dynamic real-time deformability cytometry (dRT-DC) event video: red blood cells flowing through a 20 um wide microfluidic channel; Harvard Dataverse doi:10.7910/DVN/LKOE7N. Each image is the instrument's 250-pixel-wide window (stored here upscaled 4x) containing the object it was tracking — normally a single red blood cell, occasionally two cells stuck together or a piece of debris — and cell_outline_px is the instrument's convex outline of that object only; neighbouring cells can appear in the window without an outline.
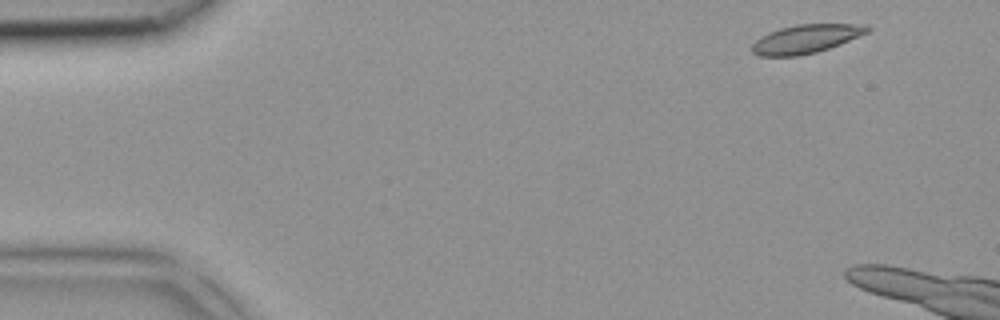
{"species": "common noctule bat (a hibernating species)", "species_latin": "Nyctalus noctula", "temperature_condition": "room temperature", "stored_images_in_passage": 3, "camera_frame_rate_fps": 3000, "um_per_image_px": 0.085, "animal": {"sex": "female", "body_mass_g": 18.4}, "frame": {"image": 1, "passage_image": 1, "time_ms": 0.0, "image_size_px": [1000, 320], "cell_outline_px": [[872, 28], [868, 32], [840, 44], [816, 52], [800, 56], [760, 56], [752, 52], [752, 44], [760, 36], [768, 32], [780, 28], [796, 24], [868, 24]], "centroid_in_image_um": [68.5, 3.3], "position_along_channel_um": 16.5, "area_um2": 19.31}}